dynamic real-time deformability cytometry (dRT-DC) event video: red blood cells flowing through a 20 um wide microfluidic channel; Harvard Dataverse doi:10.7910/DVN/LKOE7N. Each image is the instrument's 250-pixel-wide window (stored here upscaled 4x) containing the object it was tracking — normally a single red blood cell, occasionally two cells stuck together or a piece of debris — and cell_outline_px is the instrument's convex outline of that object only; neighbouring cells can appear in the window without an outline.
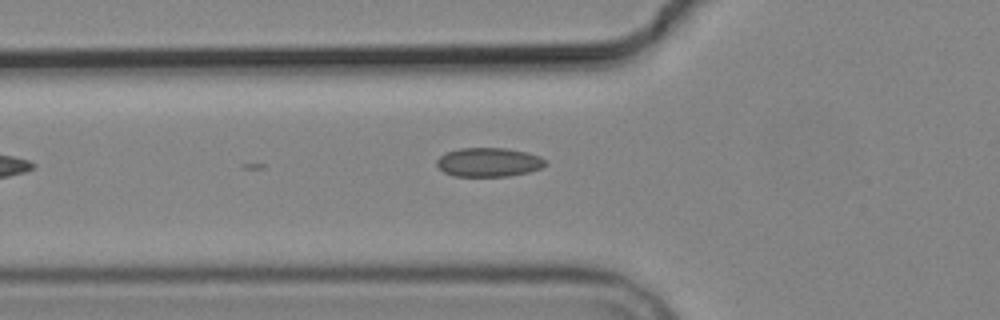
{"species": "common noctule bat (a hibernating species)", "species_latin": "Nyctalus noctula", "temperature_condition": "cold", "stored_images_in_passage": 5, "camera_frame_rate_fps": 3000, "um_per_image_px": 0.085, "animal": {"sex": "male", "body_mass_g": 19.2, "forearm_length_mm": 51.8}, "frame": {"image": 1, "passage_image": 5, "time_ms": 5.667, "image_size_px": [1000, 320], "cell_outline_px": [[548, 164], [540, 168], [528, 172], [508, 176], [452, 176], [444, 172], [436, 164], [436, 160], [444, 152], [460, 148], [508, 148], [528, 152], [540, 156]], "centroid_in_image_um": [41.53, 13.78], "position_along_channel_um": 84.3, "area_um2": 18.5}}